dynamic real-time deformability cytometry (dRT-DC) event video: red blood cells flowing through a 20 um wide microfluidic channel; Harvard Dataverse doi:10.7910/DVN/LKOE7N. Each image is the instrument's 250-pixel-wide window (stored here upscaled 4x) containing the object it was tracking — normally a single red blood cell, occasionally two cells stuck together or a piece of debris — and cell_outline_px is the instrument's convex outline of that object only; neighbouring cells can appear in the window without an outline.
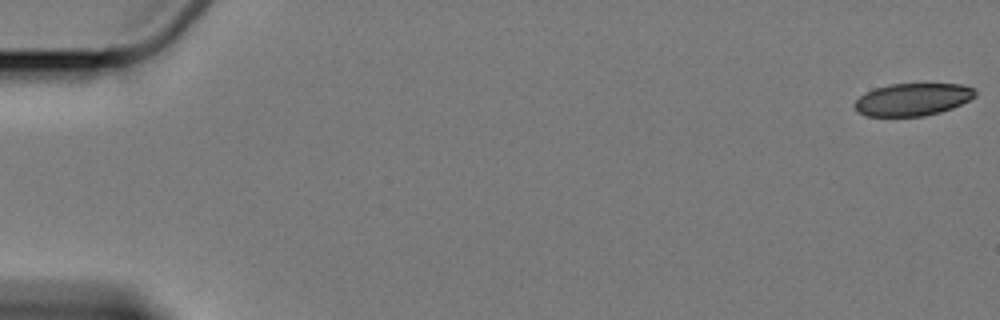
{"species": "Egyptian fruit bat (a non-hibernating species)", "species_latin": "Rousettus aegyptiacus", "temperature_condition": "cold", "stored_images_in_passage": 8, "camera_frame_rate_fps": 3000, "um_per_image_px": 0.085, "animal": {"sex": "female"}, "frame": {"image": 1, "passage_image": 1, "time_ms": 0.0, "image_size_px": [1000, 320], "cell_outline_px": [[976, 96], [952, 108], [940, 112], [924, 116], [864, 116], [856, 112], [852, 104], [864, 92], [888, 84], [960, 84], [976, 88]], "centroid_in_image_um": [77.54, 8.45], "position_along_channel_um": 7.5, "area_um2": 23.0}}